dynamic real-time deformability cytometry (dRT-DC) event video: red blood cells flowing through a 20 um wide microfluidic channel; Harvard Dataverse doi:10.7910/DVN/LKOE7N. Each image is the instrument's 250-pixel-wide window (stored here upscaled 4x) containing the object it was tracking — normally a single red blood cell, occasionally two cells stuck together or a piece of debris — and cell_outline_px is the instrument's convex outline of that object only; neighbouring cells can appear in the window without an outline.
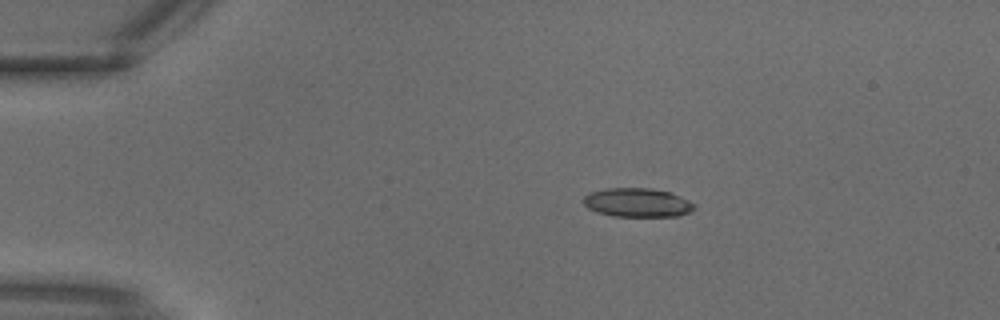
{"species": "common noctule bat (a hibernating species)", "species_latin": "Nyctalus noctula", "temperature_condition": "warm", "stored_images_in_passage": 2, "camera_frame_rate_fps": 3000, "um_per_image_px": 0.085, "animal": {"sex": "male", "body_mass_g": 18.8}, "frame": {"image": 1, "passage_image": 1, "time_ms": 0.0, "image_size_px": [1000, 320], "cell_outline_px": [[696, 208], [688, 212], [676, 216], [612, 216], [596, 212], [588, 208], [584, 204], [584, 196], [588, 192], [604, 188], [652, 188], [672, 192], [696, 204]], "centroid_in_image_um": [54.17, 17.21], "position_along_channel_um": 30.8, "area_um2": 18.84}}